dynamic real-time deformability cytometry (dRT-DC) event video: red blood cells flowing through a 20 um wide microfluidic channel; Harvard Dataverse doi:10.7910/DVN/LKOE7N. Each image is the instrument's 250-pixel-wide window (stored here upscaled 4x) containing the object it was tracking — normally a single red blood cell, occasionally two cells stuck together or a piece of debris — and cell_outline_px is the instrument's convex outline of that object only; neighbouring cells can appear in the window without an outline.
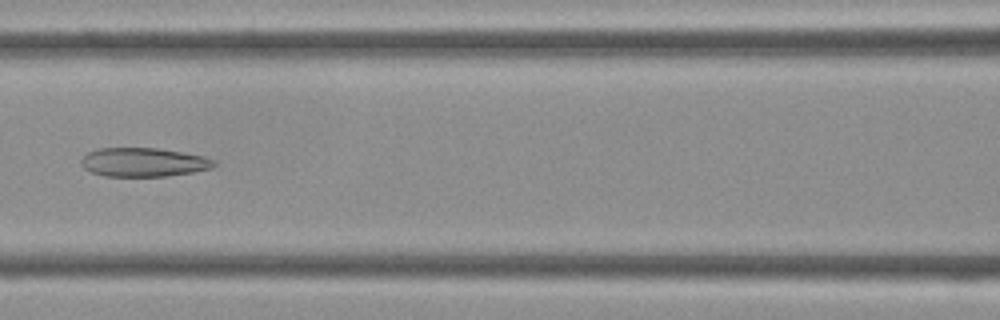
{"species": "Egyptian fruit bat (a non-hibernating species)", "species_latin": "Rousettus aegyptiacus", "temperature_condition": "cold", "stored_images_in_passage": 30, "camera_frame_rate_fps": 3000, "um_per_image_px": 0.085, "frame": {"image": 1, "passage_image": 9, "time_ms": 2.667, "image_size_px": [1000, 320], "cell_outline_px": [[216, 164], [212, 168], [192, 172], [168, 176], [104, 176], [92, 172], [84, 168], [80, 164], [80, 160], [88, 152], [100, 148], [160, 148], [204, 156], [216, 160]], "centroid_in_image_um": [12.21, 13.78], "position_along_channel_um": 154.4, "area_um2": 22.43}}
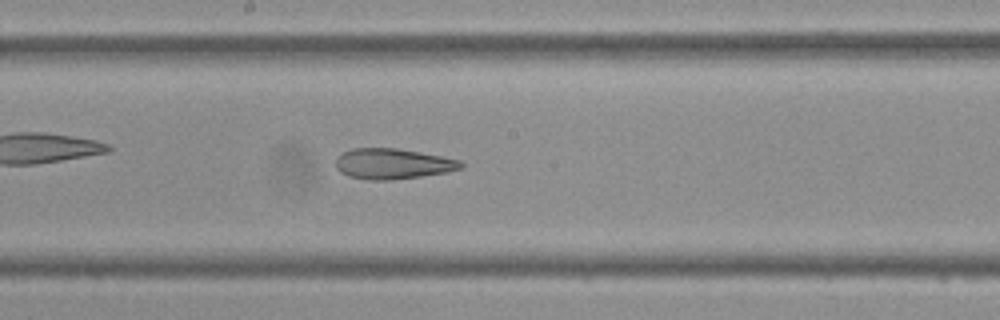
{"frame": {"image": 2, "passage_image": 13, "time_ms": 4.0, "image_size_px": [1000, 320], "cell_outline_px": [[464, 168], [448, 172], [392, 180], [368, 180], [348, 176], [340, 172], [336, 168], [336, 156], [352, 148], [396, 148], [420, 152], [460, 160], [464, 164]], "centroid_in_image_um": [33.37, 13.92], "position_along_channel_um": 214.8, "area_um2": 22.37}}